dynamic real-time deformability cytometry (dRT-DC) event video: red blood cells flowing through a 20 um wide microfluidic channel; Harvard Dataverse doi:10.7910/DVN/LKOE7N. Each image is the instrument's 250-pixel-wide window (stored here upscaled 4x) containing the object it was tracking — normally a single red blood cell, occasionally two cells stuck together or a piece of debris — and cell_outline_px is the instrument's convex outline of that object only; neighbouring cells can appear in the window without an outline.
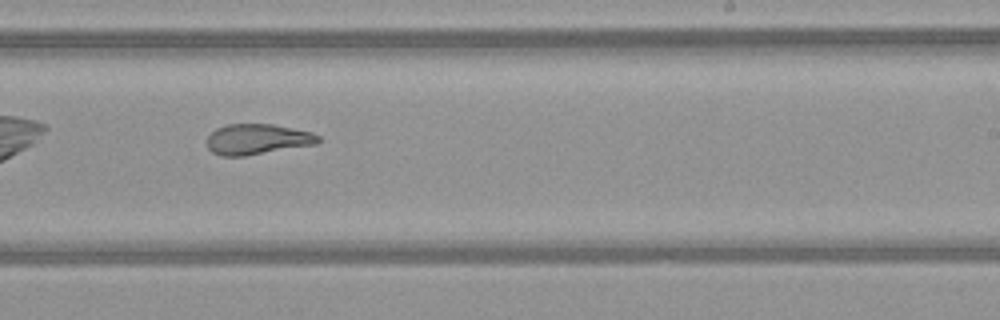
{"species": "common noctule bat (a hibernating species)", "species_latin": "Nyctalus noctula", "temperature_condition": "warm", "stored_images_in_passage": 35, "camera_frame_rate_fps": 3000, "um_per_image_px": 0.085, "animal": {"sex": "female", "body_mass_g": 21.9}, "frame": {"image": 1, "passage_image": 16, "time_ms": 5.0, "image_size_px": [1000, 320], "cell_outline_px": [[320, 140], [316, 144], [244, 156], [220, 156], [212, 152], [208, 148], [208, 136], [216, 128], [228, 124], [272, 124], [312, 132], [320, 136]], "centroid_in_image_um": [21.87, 11.83], "position_along_channel_um": 267.1, "area_um2": 19.71}, "authors_computed_cell_mechanics": {"area_um2": 21.097, "velocity_mm_per_s": 4.0949, "shape_relaxation_time_tau1_ms": null, "shape_relaxation_time_tau2_ms": 2.0272, "deformation_change_tau1": null, "deformation_change_tau2": 0.1052}}